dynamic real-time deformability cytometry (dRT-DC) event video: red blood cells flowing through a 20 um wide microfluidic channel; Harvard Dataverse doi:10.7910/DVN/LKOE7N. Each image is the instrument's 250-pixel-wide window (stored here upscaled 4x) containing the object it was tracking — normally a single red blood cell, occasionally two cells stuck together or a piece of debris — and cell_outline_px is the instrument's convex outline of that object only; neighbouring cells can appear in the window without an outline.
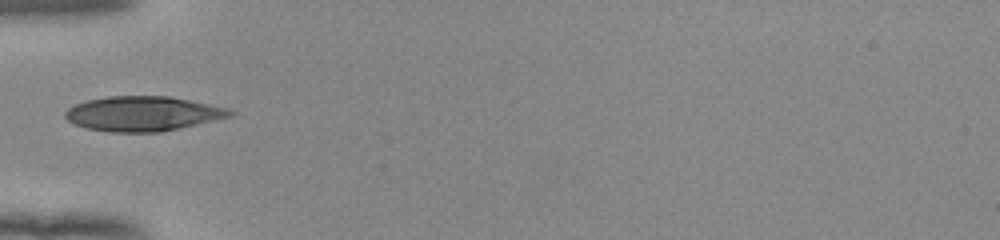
{"species": "human", "species_latin": "Homo sapiens", "temperature_condition": "room temperature", "stored_images_in_passage": 35, "camera_frame_rate_fps": 3000, "um_per_image_px": 0.085, "donor": {"sex": "female"}, "frame": {"image": 1, "passage_image": 1, "time_ms": 0.0, "image_size_px": [1000, 240], "cell_outline_px": [[236, 112], [232, 116], [180, 128], [160, 132], [108, 132], [88, 128], [72, 124], [64, 116], [64, 112], [68, 108], [76, 104], [88, 100], [108, 96], [168, 96], [228, 108]], "centroid_in_image_um": [12.13, 9.67], "position_along_channel_um": 72.9, "area_um2": 33.29}}
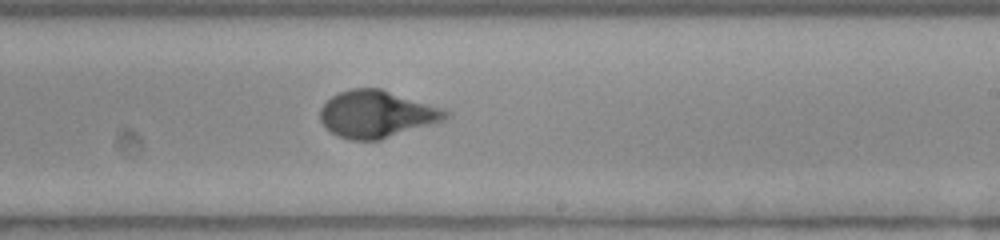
{"frame": {"image": 2, "passage_image": 15, "time_ms": 4.667, "image_size_px": [1000, 240], "cell_outline_px": [[452, 116], [444, 120], [380, 140], [352, 140], [340, 136], [324, 128], [320, 120], [320, 108], [332, 96], [340, 92], [352, 88], [380, 88], [444, 108], [452, 112]], "centroid_in_image_um": [32.05, 9.7], "position_along_channel_um": 257.0, "area_um2": 34.51}}
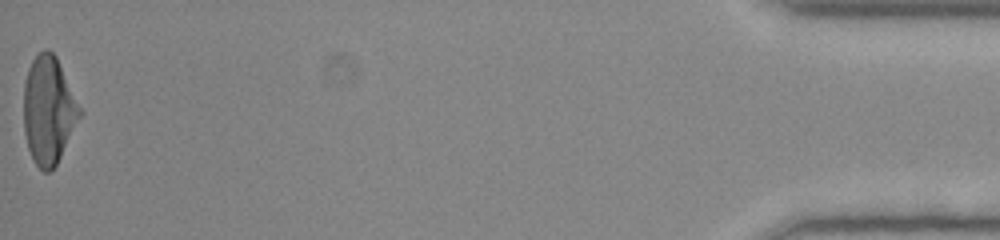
{"frame": {"image": 3, "passage_image": 35, "time_ms": 11.333, "image_size_px": [1000, 240], "cell_outline_px": [[84, 112], [56, 164], [48, 172], [44, 172], [32, 160], [28, 148], [24, 132], [24, 84], [28, 68], [32, 60], [44, 48], [48, 48], [56, 56]], "centroid_in_image_um": [4.14, 9.35], "position_along_channel_um": 431.1, "area_um2": 35.37}, "authors_computed_cell_mechanics": {"area_um2": 34.1598, "velocity_mm_per_s": 3.9587, "shape_relaxation_time_tau1_ms": 4.6784, "shape_relaxation_time_tau2_ms": null, "deformation_change_tau1": 0.23, "deformation_change_tau2": null}}